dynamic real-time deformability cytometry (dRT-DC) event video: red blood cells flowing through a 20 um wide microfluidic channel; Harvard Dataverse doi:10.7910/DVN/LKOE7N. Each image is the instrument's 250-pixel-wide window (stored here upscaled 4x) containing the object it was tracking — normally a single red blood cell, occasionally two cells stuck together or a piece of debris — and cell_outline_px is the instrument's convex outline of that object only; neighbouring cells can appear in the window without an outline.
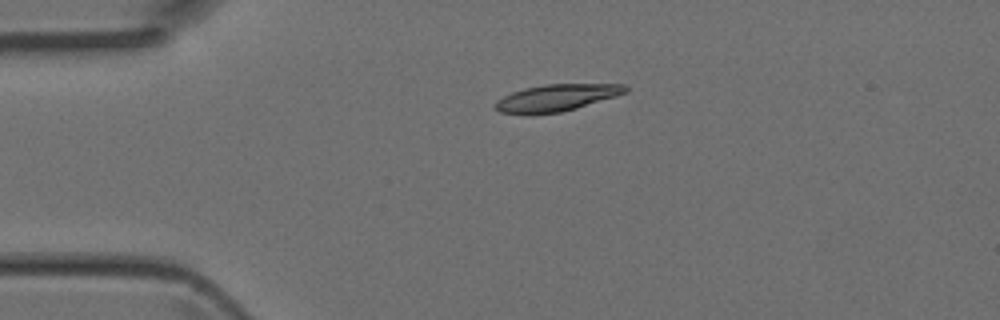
{"species": "Egyptian fruit bat (a non-hibernating species)", "species_latin": "Rousettus aegyptiacus", "temperature_condition": "room temperature", "stored_images_in_passage": 2, "camera_frame_rate_fps": 3000, "um_per_image_px": 0.085, "animal": {"sex": "female"}, "frame": {"image": 1, "passage_image": 1, "time_ms": 0.0, "image_size_px": [1000, 320], "cell_outline_px": [[628, 92], [616, 96], [576, 108], [560, 112], [500, 112], [492, 108], [492, 104], [496, 100], [512, 92], [524, 88], [544, 84], [624, 84], [628, 88]], "centroid_in_image_um": [47.31, 8.27], "position_along_channel_um": 37.7, "area_um2": 19.94}}